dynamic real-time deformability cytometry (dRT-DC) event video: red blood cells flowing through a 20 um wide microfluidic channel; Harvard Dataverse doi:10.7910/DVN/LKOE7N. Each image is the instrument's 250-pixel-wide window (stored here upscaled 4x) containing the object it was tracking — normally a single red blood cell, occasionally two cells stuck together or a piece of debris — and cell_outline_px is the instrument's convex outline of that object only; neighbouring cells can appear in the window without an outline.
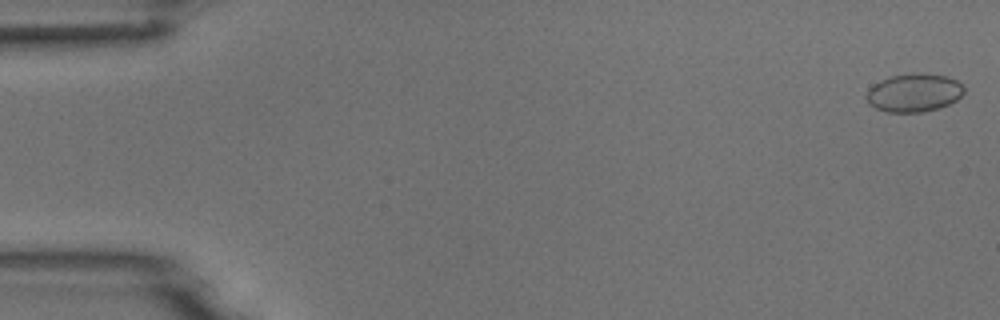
{"species": "common noctule bat (a hibernating species)", "species_latin": "Nyctalus noctula", "temperature_condition": "room temperature", "stored_images_in_passage": 51, "camera_frame_rate_fps": 3000, "um_per_image_px": 0.085, "animal": {"sex": "male", "body_mass_g": 18.8}, "frame": {"image": 1, "passage_image": 1, "time_ms": 0.0, "image_size_px": [1000, 320], "cell_outline_px": [[964, 92], [956, 100], [948, 104], [936, 108], [920, 112], [888, 112], [876, 108], [868, 104], [864, 96], [868, 88], [880, 80], [892, 76], [944, 76], [956, 80], [964, 88]], "centroid_in_image_um": [77.61, 7.93], "position_along_channel_um": 7.4, "area_um2": 20.92}}
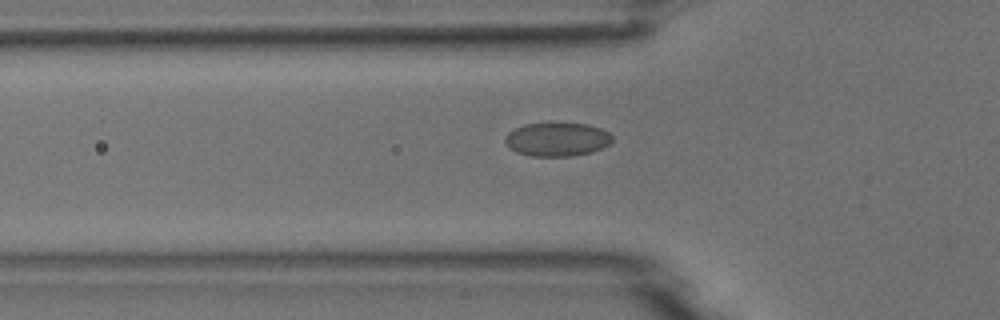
{"frame": {"image": 2, "passage_image": 17, "time_ms": 5.333, "image_size_px": [1000, 320], "cell_outline_px": [[612, 140], [604, 148], [592, 152], [572, 156], [532, 156], [516, 152], [504, 140], [508, 132], [524, 124], [588, 124], [600, 128], [608, 132], [612, 136]], "centroid_in_image_um": [47.38, 11.86], "position_along_channel_um": 78.4, "area_um2": 20.75}}
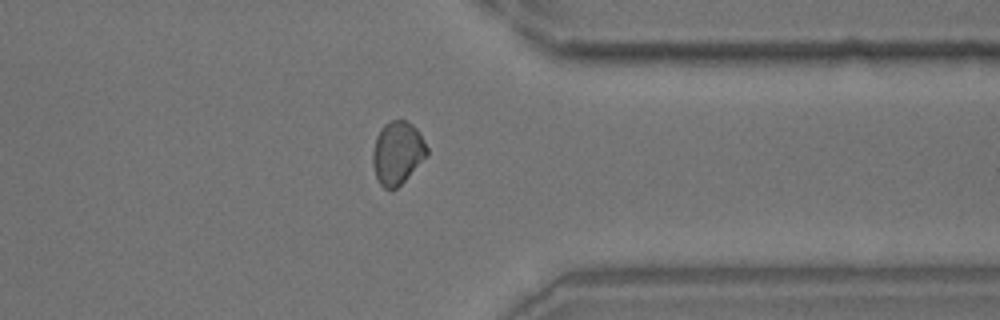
{"frame": {"image": 3, "passage_image": 40, "time_ms": 13.0, "image_size_px": [1000, 320], "cell_outline_px": [[428, 152], [408, 176], [392, 192], [384, 188], [380, 184], [376, 176], [372, 164], [372, 152], [376, 136], [380, 128], [384, 124], [392, 120], [404, 120], [412, 124], [420, 132], [428, 148]], "centroid_in_image_um": [33.75, 12.98], "position_along_channel_um": 377.7, "area_um2": 19.83}}